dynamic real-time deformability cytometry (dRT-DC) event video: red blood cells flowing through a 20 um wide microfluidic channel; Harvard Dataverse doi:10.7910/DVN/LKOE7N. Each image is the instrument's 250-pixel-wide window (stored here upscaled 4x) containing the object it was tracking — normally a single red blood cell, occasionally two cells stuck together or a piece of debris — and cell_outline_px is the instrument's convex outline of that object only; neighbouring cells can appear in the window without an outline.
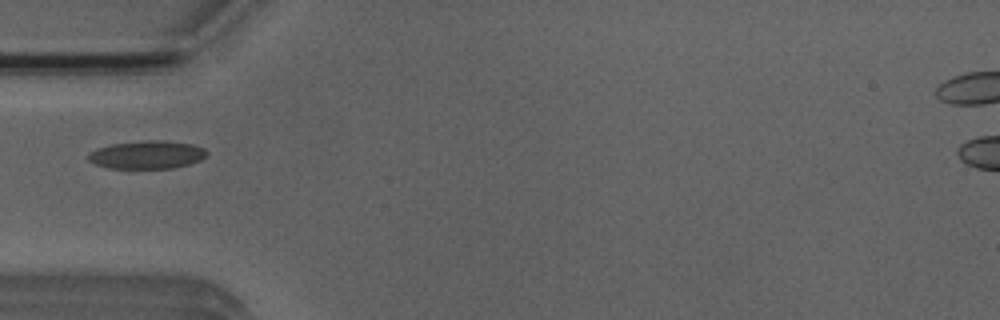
{"species": "Egyptian fruit bat (a non-hibernating species)", "species_latin": "Rousettus aegyptiacus", "temperature_condition": "room temperature", "stored_images_in_passage": 2, "camera_frame_rate_fps": 3000, "um_per_image_px": 0.085, "animal": {"sex": "male"}, "frame": {"image": 1, "passage_image": 1, "time_ms": 0.0, "image_size_px": [1000, 320], "cell_outline_px": [[208, 152], [200, 160], [188, 164], [172, 168], [108, 168], [96, 164], [88, 160], [88, 152], [96, 148], [112, 144], [144, 140], [164, 140], [192, 144], [204, 148]], "centroid_in_image_um": [12.47, 13.14], "position_along_channel_um": 72.5, "area_um2": 19.36}}